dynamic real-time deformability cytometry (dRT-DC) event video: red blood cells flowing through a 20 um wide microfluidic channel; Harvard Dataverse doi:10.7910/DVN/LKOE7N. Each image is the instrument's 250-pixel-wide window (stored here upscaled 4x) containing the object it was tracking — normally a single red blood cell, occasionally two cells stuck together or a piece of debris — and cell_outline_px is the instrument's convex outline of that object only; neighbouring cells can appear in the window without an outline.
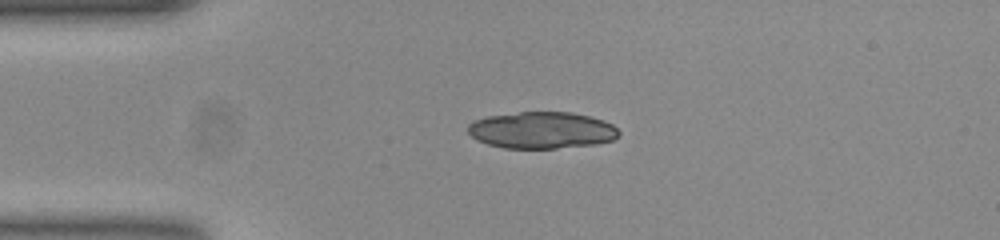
{"species": "common noctule bat (a hibernating species)", "species_latin": "Nyctalus noctula", "temperature_condition": "room temperature", "stored_images_in_passage": 41, "camera_frame_rate_fps": 3000, "um_per_image_px": 0.085, "animal": {"sex": "female", "body_mass_g": 23.0, "forearm_length_mm": 53.4}, "frame": {"image": 1, "passage_image": 1, "time_ms": 0.0, "image_size_px": [1000, 240], "cell_outline_px": [[620, 136], [612, 140], [596, 144], [556, 148], [504, 148], [488, 144], [476, 140], [468, 132], [468, 124], [472, 120], [488, 116], [520, 112], [572, 112], [604, 120], [612, 124], [620, 132]], "centroid_in_image_um": [46.05, 11.06], "position_along_channel_um": 39.0, "area_um2": 32.37}}